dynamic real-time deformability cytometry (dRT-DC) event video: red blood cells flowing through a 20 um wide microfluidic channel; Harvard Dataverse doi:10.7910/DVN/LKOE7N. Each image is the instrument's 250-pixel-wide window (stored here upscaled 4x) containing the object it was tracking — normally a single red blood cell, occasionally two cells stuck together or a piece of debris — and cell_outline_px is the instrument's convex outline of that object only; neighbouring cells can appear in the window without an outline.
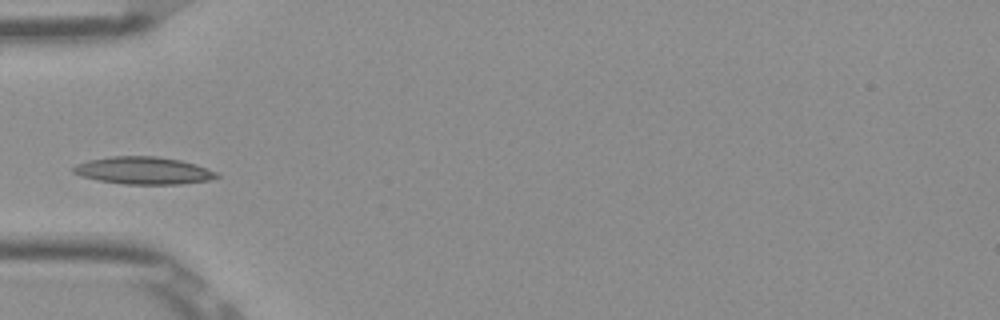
{"species": "Egyptian fruit bat (a non-hibernating species)", "species_latin": "Rousettus aegyptiacus", "temperature_condition": "room temperature", "stored_images_in_passage": 36, "camera_frame_rate_fps": 3000, "um_per_image_px": 0.085, "frame": {"image": 1, "passage_image": 1, "time_ms": 0.0, "image_size_px": [1000, 320], "cell_outline_px": [[220, 176], [208, 180], [180, 184], [124, 184], [100, 180], [80, 176], [72, 172], [72, 168], [76, 164], [88, 160], [112, 156], [156, 156], [180, 160], [196, 164], [216, 172]], "centroid_in_image_um": [12.17, 14.49], "position_along_channel_um": 72.8, "area_um2": 22.77}}
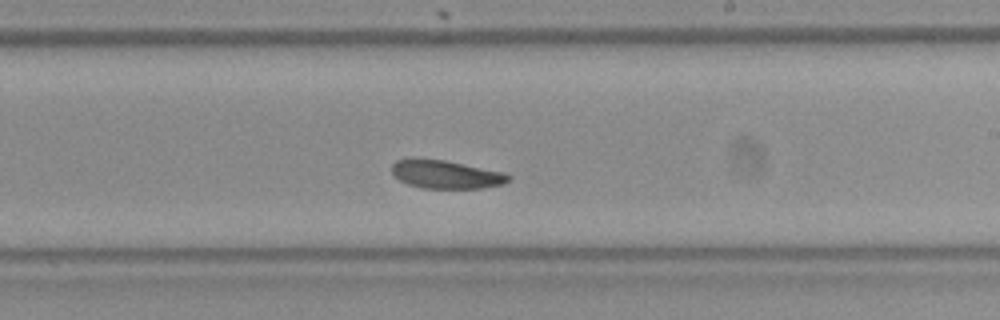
{"frame": {"image": 2, "passage_image": 15, "time_ms": 4.667, "image_size_px": [1000, 320], "cell_outline_px": [[512, 176], [504, 184], [480, 188], [424, 188], [408, 184], [400, 180], [392, 172], [392, 164], [396, 160], [412, 156], [444, 160], [504, 172]], "centroid_in_image_um": [37.87, 14.79], "position_along_channel_um": 251.1, "area_um2": 19.42}}
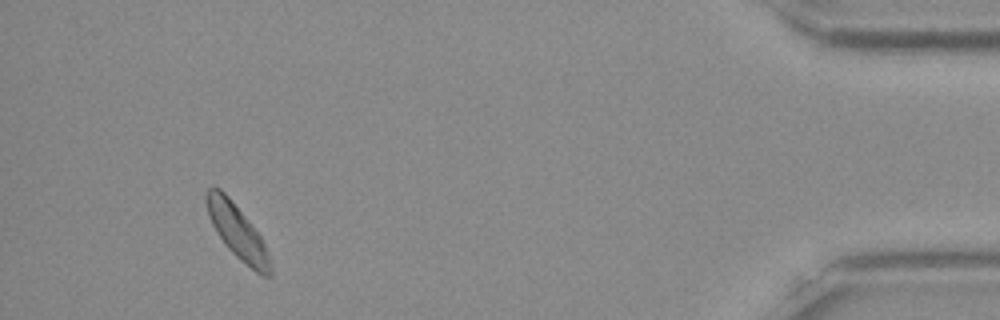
{"frame": {"image": 3, "passage_image": 33, "time_ms": 10.667, "image_size_px": [1000, 320], "cell_outline_px": [[272, 276], [260, 276], [240, 260], [228, 248], [216, 232], [208, 216], [204, 196], [204, 192], [212, 184], [220, 188], [228, 196], [260, 236], [264, 244], [272, 264]], "centroid_in_image_um": [20.14, 19.69], "position_along_channel_um": 415.1, "area_um2": 20.11}, "authors_computed_cell_mechanics": {"area_um2": 19.941, "velocity_mm_per_s": 3.8148, "shape_relaxation_time_tau1_ms": 2.9046, "shape_relaxation_time_tau2_ms": 2.1036, "deformation_change_tau1": 0.0606, "deformation_change_tau2": 0.0676}}